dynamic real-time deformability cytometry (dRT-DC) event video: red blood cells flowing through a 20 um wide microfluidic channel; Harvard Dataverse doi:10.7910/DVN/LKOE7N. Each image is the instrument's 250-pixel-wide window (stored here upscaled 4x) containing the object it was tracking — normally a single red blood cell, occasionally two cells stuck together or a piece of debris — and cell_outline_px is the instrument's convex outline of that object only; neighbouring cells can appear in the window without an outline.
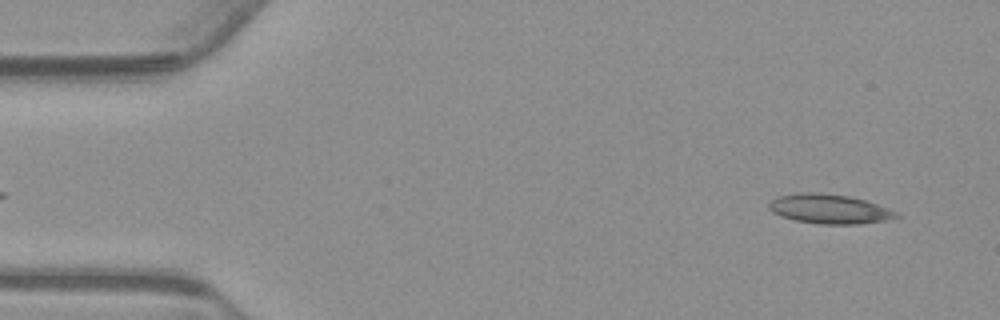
{"species": "common noctule bat (a hibernating species)", "species_latin": "Nyctalus noctula", "temperature_condition": "warm", "stored_images_in_passage": 53, "camera_frame_rate_fps": 3000, "um_per_image_px": 0.085, "animal": {"sex": "male", "body_mass_g": 23.1, "forearm_length_mm": 52.7}, "frame": {"image": 1, "passage_image": 3, "time_ms": 0.667, "image_size_px": [1000, 320], "cell_outline_px": [[900, 216], [888, 220], [856, 224], [820, 224], [796, 220], [780, 216], [772, 212], [768, 208], [768, 204], [772, 200], [780, 196], [796, 192], [820, 192], [848, 196], [864, 200], [900, 212]], "centroid_in_image_um": [70.5, 17.76], "position_along_channel_um": 14.5, "area_um2": 21.91}}
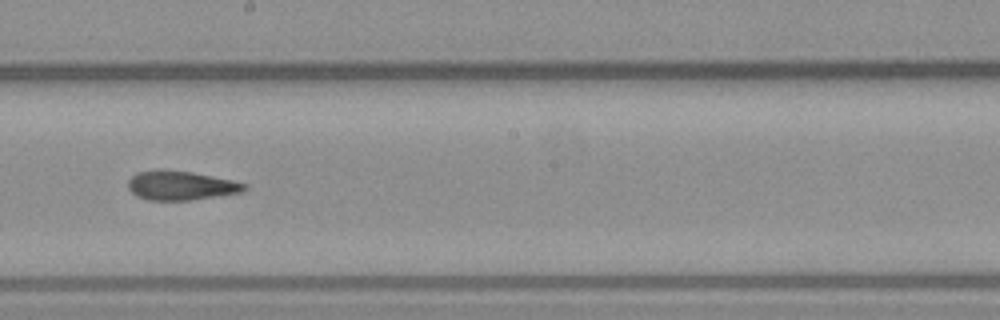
{"frame": {"image": 2, "passage_image": 29, "time_ms": 9.333, "image_size_px": [1000, 320], "cell_outline_px": [[248, 188], [244, 192], [192, 200], [148, 200], [136, 196], [128, 188], [128, 180], [136, 172], [156, 168], [164, 168], [192, 172], [232, 180], [248, 184]], "centroid_in_image_um": [15.36, 15.75], "position_along_channel_um": 232.8, "area_um2": 20.23}}
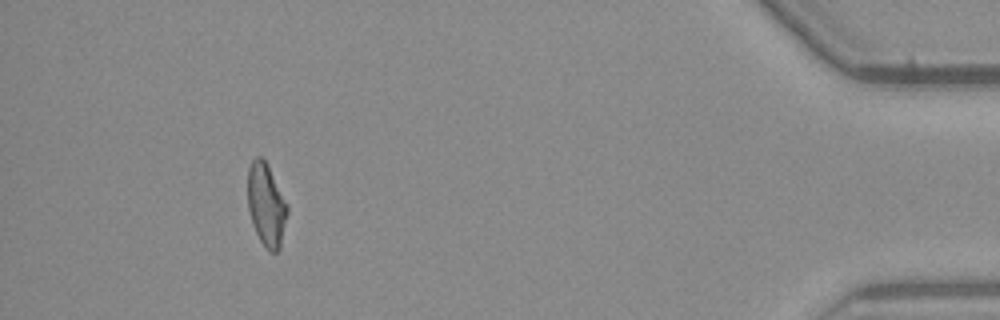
{"frame": {"image": 3, "passage_image": 49, "time_ms": 16.0, "image_size_px": [1000, 320], "cell_outline_px": [[288, 212], [280, 248], [276, 252], [268, 252], [260, 240], [252, 224], [248, 208], [248, 168], [252, 160], [256, 156], [260, 156], [268, 164], [288, 204]], "centroid_in_image_um": [22.64, 17.41], "position_along_channel_um": 412.6, "area_um2": 19.31}, "authors_computed_cell_mechanics": {"area_um2": 20.2878, "velocity_mm_per_s": 3.7415, "shape_relaxation_time_tau1_ms": null, "shape_relaxation_time_tau2_ms": 3.5057, "deformation_change_tau1": null, "deformation_change_tau2": 0.1227}}